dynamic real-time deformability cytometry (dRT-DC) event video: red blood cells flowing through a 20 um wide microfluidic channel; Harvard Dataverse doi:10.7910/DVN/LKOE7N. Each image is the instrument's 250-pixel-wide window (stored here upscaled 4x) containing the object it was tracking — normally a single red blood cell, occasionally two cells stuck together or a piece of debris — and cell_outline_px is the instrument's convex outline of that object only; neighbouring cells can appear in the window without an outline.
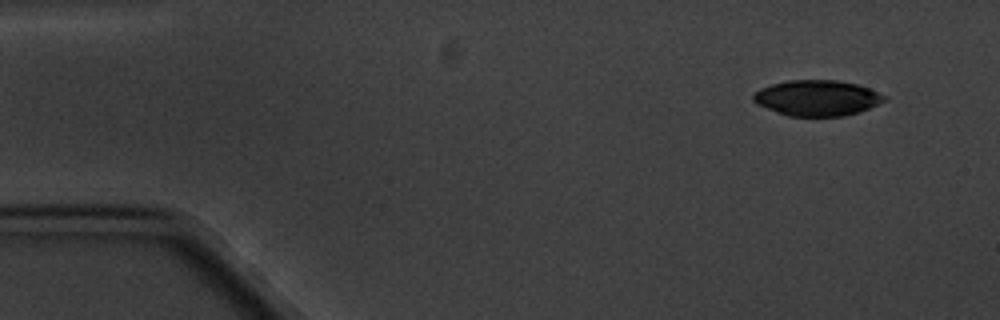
{"species": "common noctule bat (a hibernating species)", "species_latin": "Nyctalus noctula", "temperature_condition": "cold", "stored_images_in_passage": 4, "camera_frame_rate_fps": 3000, "um_per_image_px": 0.085, "animal": {"sex": "male", "body_mass_g": 20.1, "forearm_length_mm": 53.5}, "frame": {"image": 1, "passage_image": 1, "time_ms": 0.0, "image_size_px": [1000, 320], "cell_outline_px": [[888, 100], [860, 112], [844, 116], [788, 116], [776, 112], [756, 104], [752, 100], [752, 96], [760, 88], [772, 84], [788, 80], [836, 80], [856, 84], [868, 88], [888, 96]], "centroid_in_image_um": [69.47, 8.33], "position_along_channel_um": 15.5, "area_um2": 27.4}}
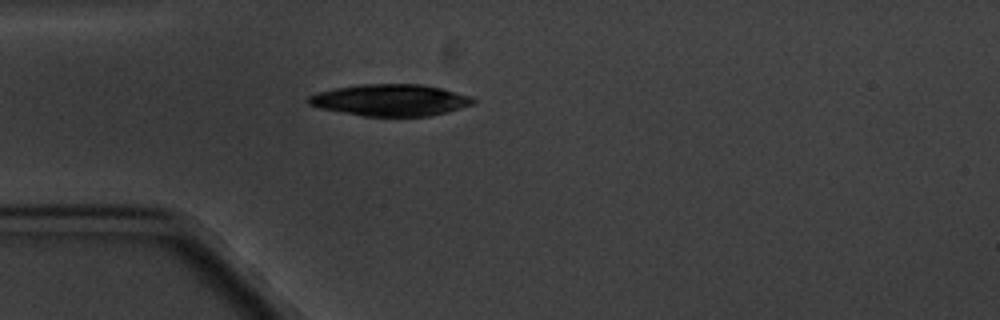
{"frame": {"image": 2, "passage_image": 4, "time_ms": 3.667, "image_size_px": [1000, 320], "cell_outline_px": [[476, 100], [472, 104], [448, 112], [432, 116], [364, 116], [320, 108], [308, 104], [304, 100], [308, 96], [316, 92], [336, 88], [360, 84], [420, 84], [440, 88], [472, 96]], "centroid_in_image_um": [33.16, 8.51], "position_along_channel_um": 51.8, "area_um2": 30.46}}